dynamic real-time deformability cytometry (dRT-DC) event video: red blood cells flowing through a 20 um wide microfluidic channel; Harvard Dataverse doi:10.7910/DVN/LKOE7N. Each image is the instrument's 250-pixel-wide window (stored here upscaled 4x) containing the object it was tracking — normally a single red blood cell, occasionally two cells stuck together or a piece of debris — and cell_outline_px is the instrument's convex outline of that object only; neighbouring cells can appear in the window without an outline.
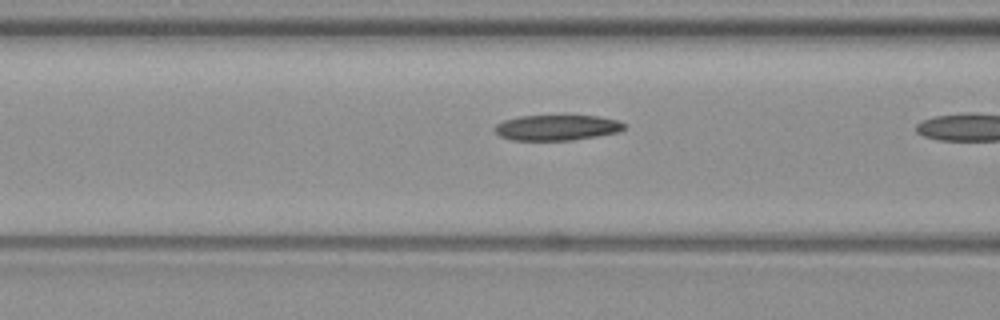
{"species": "common noctule bat (a hibernating species)", "species_latin": "Nyctalus noctula", "temperature_condition": "warm", "stored_images_in_passage": 11, "camera_frame_rate_fps": 3000, "um_per_image_px": 0.085, "animal": {"sex": "female", "body_mass_g": 19.3, "forearm_length_mm": 54.1}, "frame": {"image": 1, "passage_image": 4, "time_ms": 1.0, "image_size_px": [1000, 320], "cell_outline_px": [[624, 128], [616, 132], [596, 136], [572, 140], [512, 140], [500, 136], [496, 132], [496, 124], [504, 120], [520, 116], [596, 116], [616, 120], [624, 124]], "centroid_in_image_um": [47.3, 10.85], "position_along_channel_um": 119.3, "area_um2": 18.84}}
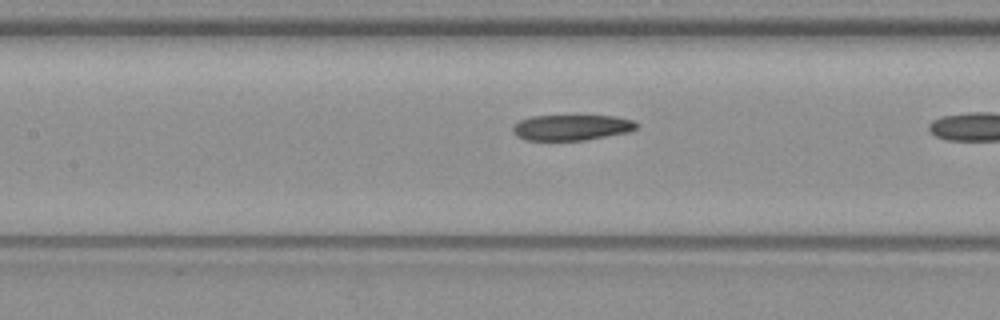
{"frame": {"image": 2, "passage_image": 7, "time_ms": 2.0, "image_size_px": [1000, 320], "cell_outline_px": [[640, 124], [636, 128], [628, 132], [584, 140], [524, 140], [516, 136], [512, 128], [520, 120], [532, 116], [616, 116], [632, 120]], "centroid_in_image_um": [48.59, 10.83], "position_along_channel_um": 158.8, "area_um2": 18.38}}
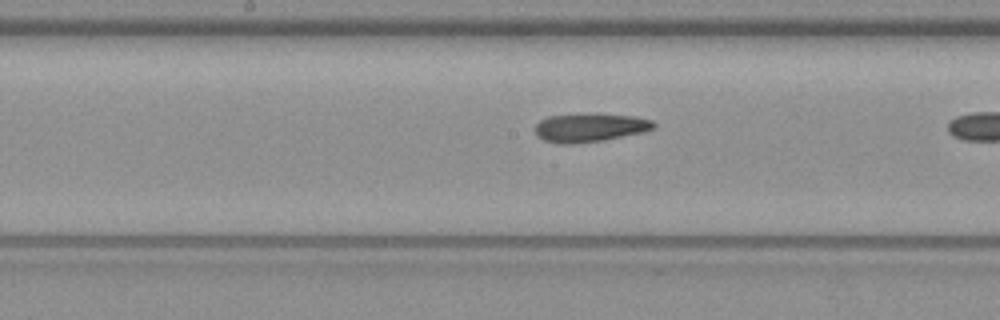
{"frame": {"image": 3, "passage_image": 10, "time_ms": 3.0, "image_size_px": [1000, 320], "cell_outline_px": [[656, 124], [652, 128], [644, 132], [604, 140], [572, 144], [560, 144], [544, 140], [536, 136], [536, 124], [540, 120], [548, 116], [632, 116], [652, 120]], "centroid_in_image_um": [50.11, 10.9], "position_along_channel_um": 198.1, "area_um2": 18.84}}